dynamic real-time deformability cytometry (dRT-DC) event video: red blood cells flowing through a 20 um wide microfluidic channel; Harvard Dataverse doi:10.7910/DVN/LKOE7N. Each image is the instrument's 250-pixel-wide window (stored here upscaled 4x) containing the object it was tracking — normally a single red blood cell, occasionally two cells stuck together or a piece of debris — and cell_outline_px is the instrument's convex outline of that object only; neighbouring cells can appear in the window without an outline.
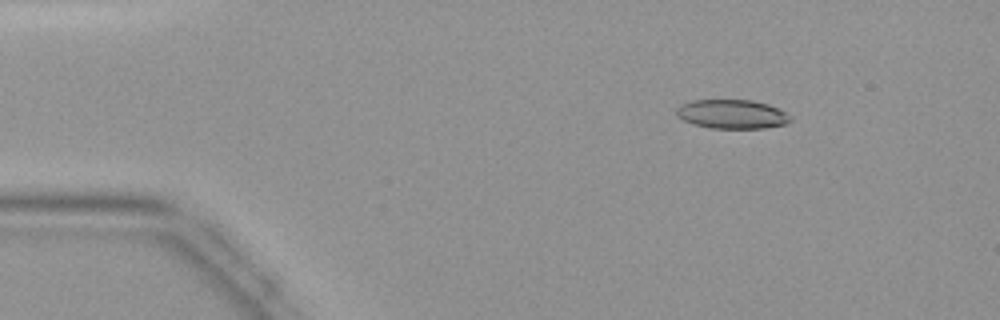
{"species": "common noctule bat (a hibernating species)", "species_latin": "Nyctalus noctula", "temperature_condition": "warm", "stored_images_in_passage": 44, "camera_frame_rate_fps": 3000, "um_per_image_px": 0.085, "animal": {"sex": "female", "body_mass_g": 19.9}, "frame": {"image": 1, "passage_image": 6, "time_ms": 1.667, "image_size_px": [1000, 320], "cell_outline_px": [[792, 120], [784, 124], [764, 128], [708, 128], [692, 124], [676, 116], [676, 108], [680, 104], [692, 100], [752, 100], [768, 104], [792, 116]], "centroid_in_image_um": [62.18, 9.7], "position_along_channel_um": 22.8, "area_um2": 19.36}}
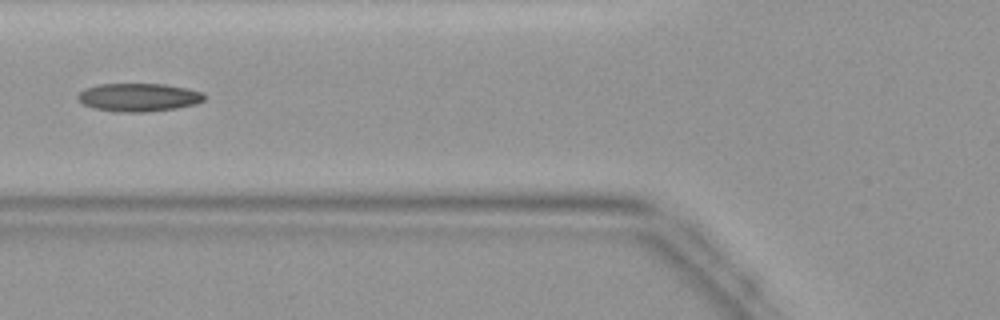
{"frame": {"image": 2, "passage_image": 17, "time_ms": 5.333, "image_size_px": [1000, 320], "cell_outline_px": [[204, 100], [196, 104], [176, 108], [148, 112], [116, 112], [92, 108], [84, 104], [76, 96], [84, 88], [100, 84], [164, 84], [188, 88], [204, 92]], "centroid_in_image_um": [11.79, 8.27], "position_along_channel_um": 114.0, "area_um2": 20.92}}
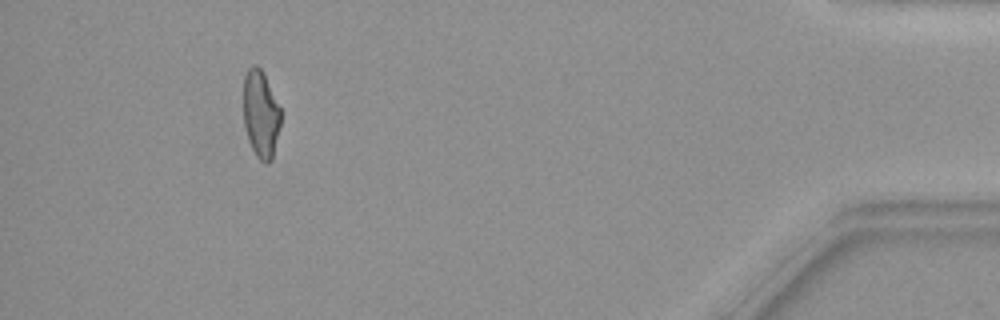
{"frame": {"image": 3, "passage_image": 41, "time_ms": 13.333, "image_size_px": [1000, 320], "cell_outline_px": [[280, 124], [272, 160], [268, 164], [264, 164], [256, 156], [248, 140], [244, 124], [244, 76], [248, 68], [252, 64], [256, 64], [264, 72], [280, 108]], "centroid_in_image_um": [22.16, 9.69], "position_along_channel_um": 413.0, "area_um2": 19.07}}